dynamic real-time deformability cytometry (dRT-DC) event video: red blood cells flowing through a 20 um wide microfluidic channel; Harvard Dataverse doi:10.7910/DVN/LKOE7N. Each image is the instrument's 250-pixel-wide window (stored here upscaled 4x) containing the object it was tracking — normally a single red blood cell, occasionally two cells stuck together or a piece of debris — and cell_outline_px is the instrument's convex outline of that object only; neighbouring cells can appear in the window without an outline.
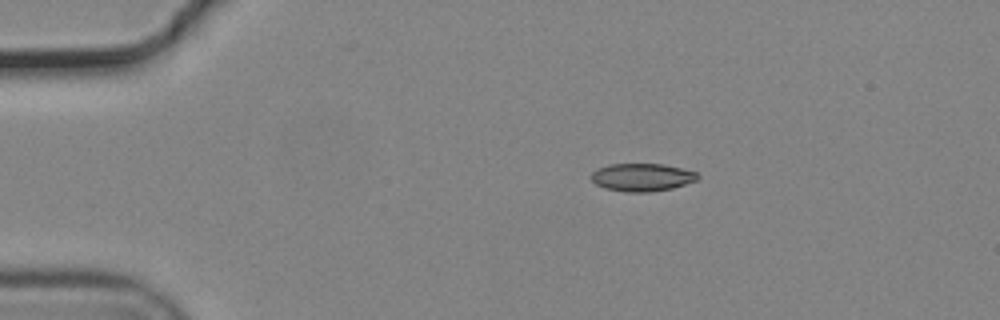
{"species": "common noctule bat (a hibernating species)", "species_latin": "Nyctalus noctula", "temperature_condition": "cold", "stored_images_in_passage": 46, "camera_frame_rate_fps": 3000, "um_per_image_px": 0.085, "animal": {"sex": "male", "body_mass_g": 19.2, "forearm_length_mm": 51.8}, "frame": {"image": 1, "passage_image": 1, "time_ms": 0.0, "image_size_px": [1000, 320], "cell_outline_px": [[700, 176], [696, 180], [672, 188], [648, 192], [624, 192], [604, 188], [596, 184], [588, 176], [596, 168], [608, 164], [664, 164], [696, 172]], "centroid_in_image_um": [54.51, 15.06], "position_along_channel_um": 30.5, "area_um2": 17.34}}
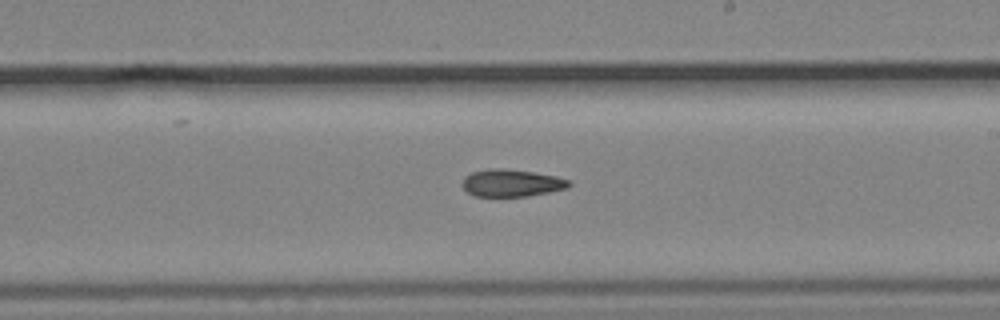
{"frame": {"image": 2, "passage_image": 23, "time_ms": 7.333, "image_size_px": [1000, 320], "cell_outline_px": [[572, 184], [568, 188], [528, 196], [476, 196], [468, 192], [460, 184], [464, 176], [472, 172], [492, 168], [500, 168], [532, 172], [556, 176], [568, 180]], "centroid_in_image_um": [43.46, 15.55], "position_along_channel_um": 245.5, "area_um2": 16.88}}
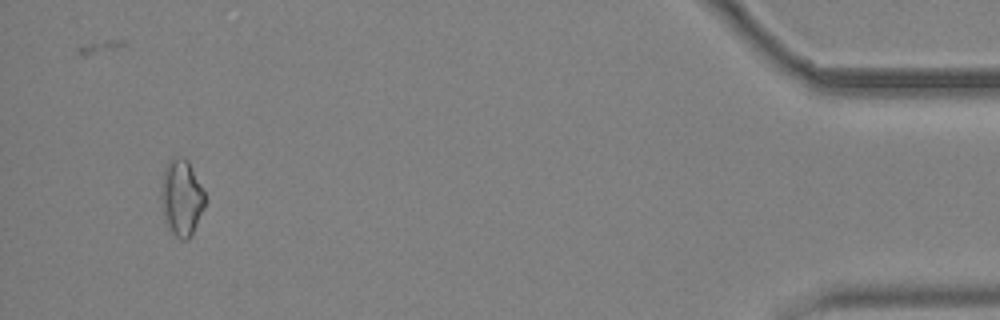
{"frame": {"image": 3, "passage_image": 43, "time_ms": 14.0, "image_size_px": [1000, 320], "cell_outline_px": [[208, 200], [188, 240], [180, 240], [168, 228], [164, 220], [160, 200], [160, 184], [164, 168], [168, 160], [172, 156], [184, 156], [188, 160]], "centroid_in_image_um": [15.4, 16.77], "position_along_channel_um": 419.8, "area_um2": 20.0}, "authors_computed_cell_mechanics": {"area_um2": 17.3689, "velocity_mm_per_s": 3.7281, "shape_relaxation_time_tau1_ms": null, "shape_relaxation_time_tau2_ms": 10.8845, "deformation_change_tau1": null, "deformation_change_tau2": 0.2047}}